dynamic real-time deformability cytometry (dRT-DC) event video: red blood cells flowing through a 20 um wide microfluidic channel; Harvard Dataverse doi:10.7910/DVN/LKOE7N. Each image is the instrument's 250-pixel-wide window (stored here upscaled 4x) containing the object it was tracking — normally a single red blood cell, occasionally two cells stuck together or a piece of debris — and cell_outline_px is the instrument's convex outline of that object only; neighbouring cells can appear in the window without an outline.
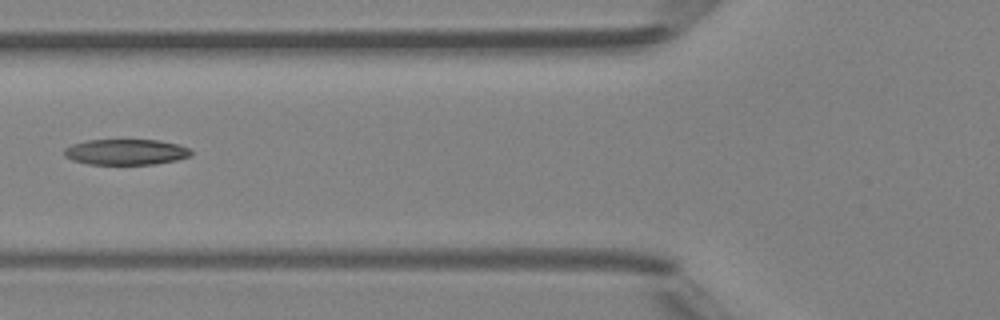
{"species": "Egyptian fruit bat (a non-hibernating species)", "species_latin": "Rousettus aegyptiacus", "temperature_condition": "room temperature", "stored_images_in_passage": 5, "camera_frame_rate_fps": 3000, "um_per_image_px": 0.085, "animal": {"sex": "female"}, "frame": {"image": 1, "passage_image": 5, "time_ms": 5.333, "image_size_px": [1000, 320], "cell_outline_px": [[192, 152], [188, 156], [176, 160], [156, 164], [88, 164], [72, 160], [64, 156], [64, 148], [72, 144], [84, 140], [160, 140], [176, 144], [188, 148]], "centroid_in_image_um": [10.65, 12.91], "position_along_channel_um": 115.2, "area_um2": 18.96}}